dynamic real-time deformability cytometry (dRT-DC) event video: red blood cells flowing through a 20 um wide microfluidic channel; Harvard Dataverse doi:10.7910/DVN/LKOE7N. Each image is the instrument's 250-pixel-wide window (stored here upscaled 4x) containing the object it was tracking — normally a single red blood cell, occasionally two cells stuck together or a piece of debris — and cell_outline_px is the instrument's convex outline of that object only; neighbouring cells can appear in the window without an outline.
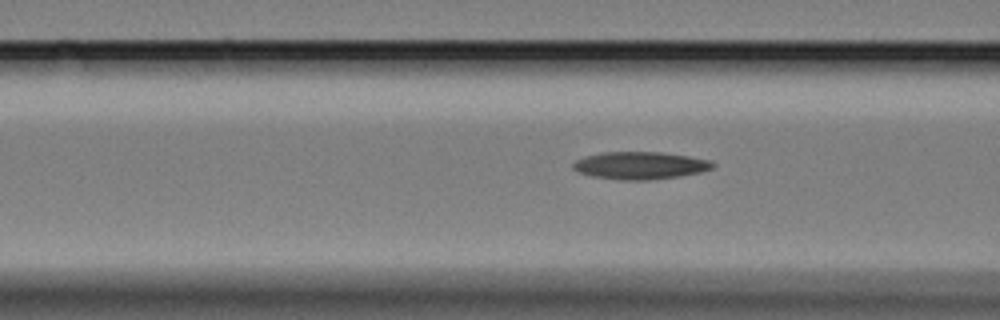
{"species": "Egyptian fruit bat (a non-hibernating species)", "species_latin": "Rousettus aegyptiacus", "temperature_condition": "cold", "stored_images_in_passage": 20, "camera_frame_rate_fps": 3000, "um_per_image_px": 0.085, "animal": {"sex": "female"}, "frame": {"image": 1, "passage_image": 17, "time_ms": 5.333, "image_size_px": [1000, 320], "cell_outline_px": [[716, 164], [712, 168], [700, 172], [680, 176], [648, 180], [620, 180], [592, 176], [580, 172], [572, 168], [572, 164], [576, 160], [584, 156], [604, 152], [660, 152], [688, 156], [712, 160]], "centroid_in_image_um": [54.42, 14.06], "position_along_channel_um": 112.2, "area_um2": 22.37}}